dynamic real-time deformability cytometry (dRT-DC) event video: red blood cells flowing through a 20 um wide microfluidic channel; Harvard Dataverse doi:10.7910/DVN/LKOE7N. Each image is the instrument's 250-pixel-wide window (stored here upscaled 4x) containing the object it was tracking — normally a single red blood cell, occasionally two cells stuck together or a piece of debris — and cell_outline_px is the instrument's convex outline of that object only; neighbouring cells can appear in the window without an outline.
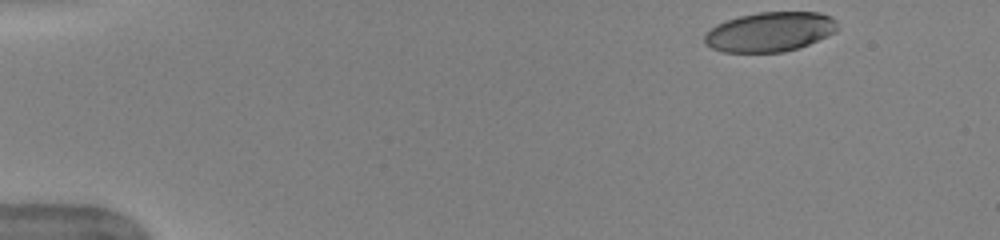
{"species": "human", "species_latin": "Homo sapiens", "temperature_condition": "warm", "stored_images_in_passage": 46, "camera_frame_rate_fps": 3000, "um_per_image_px": 0.085, "donor": {"sex": "female"}, "frame": {"image": 1, "passage_image": 1, "time_ms": 0.0, "image_size_px": [1000, 240], "cell_outline_px": [[840, 28], [836, 32], [808, 44], [784, 52], [724, 52], [712, 48], [704, 44], [704, 36], [716, 24], [740, 16], [756, 12], [820, 12], [832, 16], [836, 20]], "centroid_in_image_um": [65.48, 2.7], "position_along_channel_um": 19.5, "area_um2": 30.75}}
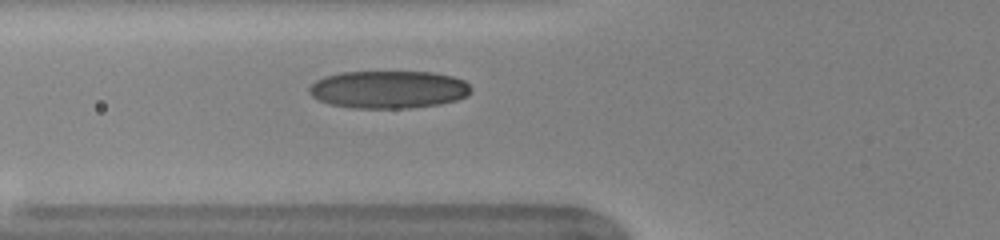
{"frame": {"image": 2, "passage_image": 15, "time_ms": 4.667, "image_size_px": [1000, 240], "cell_outline_px": [[472, 92], [468, 96], [456, 100], [440, 104], [408, 108], [352, 108], [332, 104], [320, 100], [312, 96], [308, 92], [308, 88], [316, 80], [324, 76], [340, 72], [432, 72], [452, 76], [464, 80], [472, 88]], "centroid_in_image_um": [33.05, 7.6], "position_along_channel_um": 92.8, "area_um2": 35.66}}
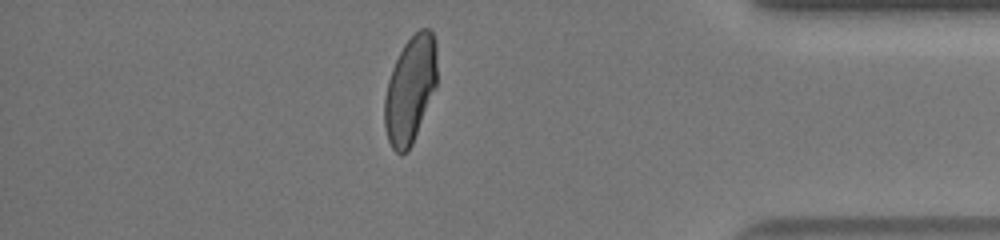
{"frame": {"image": 3, "passage_image": 40, "time_ms": 13.0, "image_size_px": [1000, 240], "cell_outline_px": [[436, 88], [412, 144], [408, 152], [396, 152], [392, 148], [388, 140], [384, 124], [384, 100], [388, 80], [392, 68], [404, 44], [420, 28], [428, 28], [432, 32], [436, 40]], "centroid_in_image_um": [34.87, 7.61], "position_along_channel_um": 400.3, "area_um2": 32.6}, "authors_computed_cell_mechanics": {"area_um2": 33.813, "velocity_mm_per_s": 3.9997, "shape_relaxation_time_tau1_ms": 4.9982, "shape_relaxation_time_tau2_ms": 1.1384, "deformation_change_tau1": 0.1907, "deformation_change_tau2": 0.0673}}